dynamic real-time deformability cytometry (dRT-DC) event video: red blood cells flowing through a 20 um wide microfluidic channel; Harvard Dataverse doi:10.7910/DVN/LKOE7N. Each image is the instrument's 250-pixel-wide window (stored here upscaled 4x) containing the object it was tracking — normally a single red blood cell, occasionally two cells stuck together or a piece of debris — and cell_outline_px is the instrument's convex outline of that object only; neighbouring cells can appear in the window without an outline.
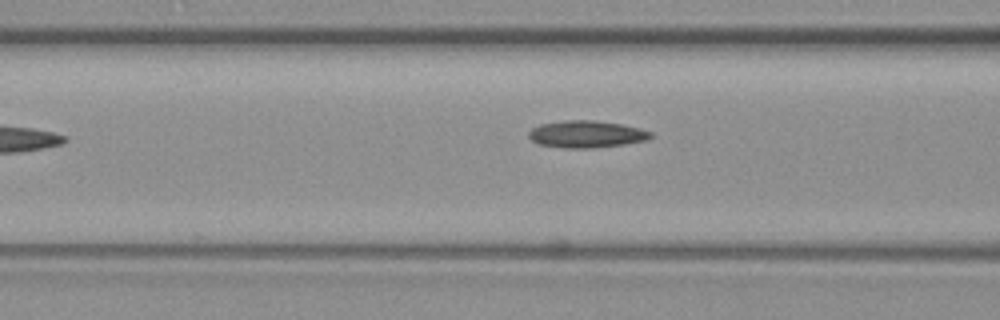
{"species": "common noctule bat (a hibernating species)", "species_latin": "Nyctalus noctula", "temperature_condition": "warm", "stored_images_in_passage": 7, "camera_frame_rate_fps": 3000, "um_per_image_px": 0.085, "animal": {"sex": "female", "body_mass_g": 19.3, "forearm_length_mm": 54.1}, "frame": {"image": 1, "passage_image": 6, "time_ms": 1.667, "image_size_px": [1000, 320], "cell_outline_px": [[652, 136], [648, 140], [624, 144], [592, 148], [564, 148], [540, 144], [532, 140], [528, 136], [528, 132], [532, 128], [540, 124], [564, 120], [592, 120], [620, 124], [640, 128], [652, 132]], "centroid_in_image_um": [49.85, 11.4], "position_along_channel_um": 116.8, "area_um2": 19.19}}
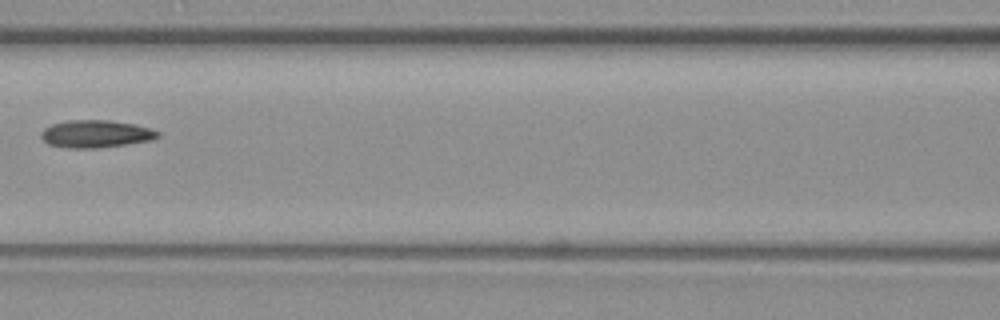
{"frame": {"image": 2, "passage_image": 7, "time_ms": 2.0, "image_size_px": [1000, 320], "cell_outline_px": [[160, 136], [152, 140], [100, 148], [68, 148], [48, 144], [40, 136], [40, 132], [44, 128], [52, 124], [68, 120], [112, 120], [136, 124], [152, 128], [160, 132]], "centroid_in_image_um": [8.17, 11.37], "position_along_channel_um": 158.4, "area_um2": 18.96}}